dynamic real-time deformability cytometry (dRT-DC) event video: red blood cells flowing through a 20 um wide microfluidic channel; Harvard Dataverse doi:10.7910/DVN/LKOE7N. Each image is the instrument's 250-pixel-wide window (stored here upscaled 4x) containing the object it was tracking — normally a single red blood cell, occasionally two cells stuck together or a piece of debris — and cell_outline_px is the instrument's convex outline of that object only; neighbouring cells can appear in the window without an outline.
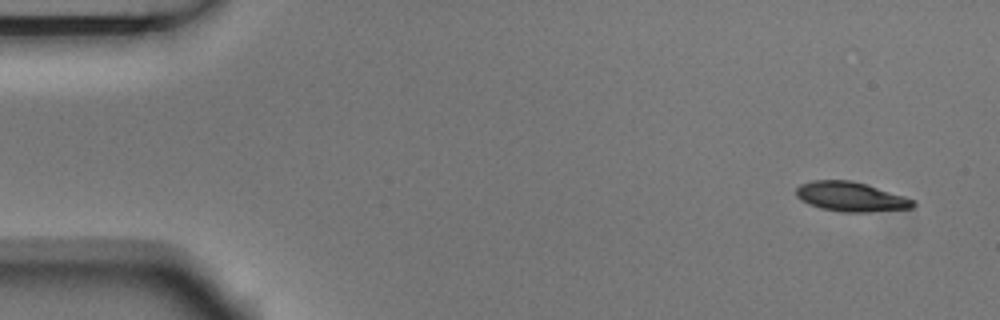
{"species": "Egyptian fruit bat (a non-hibernating species)", "species_latin": "Rousettus aegyptiacus", "temperature_condition": "room temperature", "stored_images_in_passage": 5, "segment_of_instrument_passage": [1, 2], "camera_frame_rate_fps": 3000, "um_per_image_px": 0.085, "animal": {"sex": "male"}, "frame": {"image": 1, "passage_image": 1, "time_ms": 0.0, "image_size_px": [1000, 320], "cell_outline_px": [[916, 204], [912, 208], [868, 212], [844, 212], [820, 208], [808, 204], [800, 200], [796, 196], [796, 188], [800, 184], [812, 180], [852, 180], [904, 196], [916, 200]], "centroid_in_image_um": [72.3, 16.72], "position_along_channel_um": 12.7, "area_um2": 20.17}}
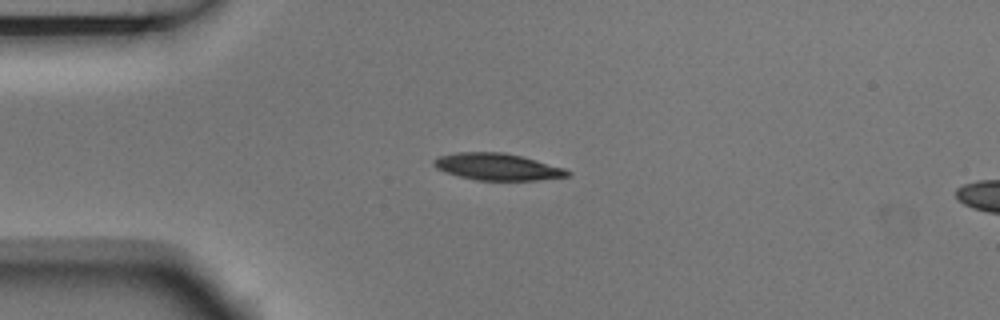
{"frame": {"image": 2, "passage_image": 4, "time_ms": 1.0, "image_size_px": [1000, 320], "cell_outline_px": [[572, 172], [568, 176], [536, 180], [476, 180], [444, 172], [436, 168], [432, 164], [432, 160], [440, 156], [456, 152], [504, 152], [536, 160], [564, 168]], "centroid_in_image_um": [42.24, 14.17], "position_along_channel_um": 42.8, "area_um2": 20.81}}